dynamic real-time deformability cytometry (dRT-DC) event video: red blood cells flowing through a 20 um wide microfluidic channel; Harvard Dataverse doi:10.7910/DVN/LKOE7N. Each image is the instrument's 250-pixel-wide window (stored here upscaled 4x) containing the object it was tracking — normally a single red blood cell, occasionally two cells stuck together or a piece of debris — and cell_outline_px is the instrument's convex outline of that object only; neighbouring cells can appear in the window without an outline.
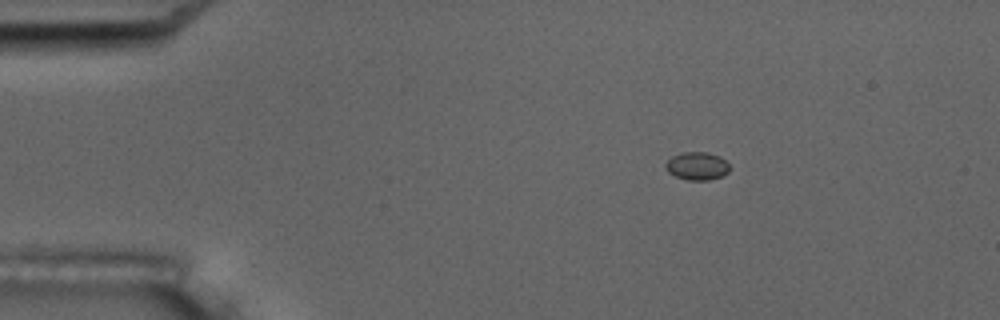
{"species": "common noctule bat (a hibernating species)", "species_latin": "Nyctalus noctula", "temperature_condition": "room temperature", "stored_images_in_passage": 3, "camera_frame_rate_fps": 3000, "um_per_image_px": 0.085, "animal": {"sex": "male", "body_mass_g": 17.5, "forearm_length_mm": 52.3}, "frame": {"image": 1, "passage_image": 1, "time_ms": 0.0, "image_size_px": [1000, 320], "cell_outline_px": [[728, 172], [720, 176], [708, 180], [688, 180], [676, 176], [668, 172], [664, 168], [664, 164], [672, 156], [680, 152], [708, 152], [720, 156], [728, 164]], "centroid_in_image_um": [59.21, 14.09], "position_along_channel_um": 25.8, "area_um2": 10.4}}